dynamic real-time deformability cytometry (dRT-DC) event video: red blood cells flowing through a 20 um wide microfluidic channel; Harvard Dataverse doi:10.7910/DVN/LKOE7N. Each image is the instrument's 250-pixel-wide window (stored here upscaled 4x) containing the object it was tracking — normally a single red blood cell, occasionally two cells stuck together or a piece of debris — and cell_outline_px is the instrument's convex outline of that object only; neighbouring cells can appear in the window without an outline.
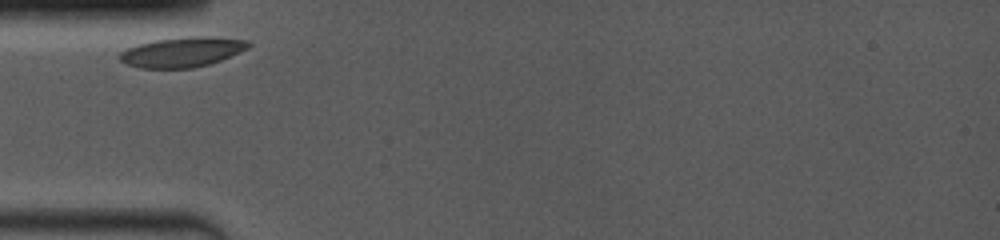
{"species": "common noctule bat (a hibernating species)", "species_latin": "Nyctalus noctula", "temperature_condition": "room temperature", "stored_images_in_passage": 33, "camera_frame_rate_fps": 4000, "um_per_image_px": 0.085, "animal": {"sex": "female", "body_mass_g": 19.0, "forearm_length_mm": 53.3}, "frame": {"image": 1, "passage_image": 1, "time_ms": 0.0, "image_size_px": [1000, 240], "cell_outline_px": [[252, 44], [248, 48], [240, 52], [220, 60], [208, 64], [192, 68], [140, 68], [128, 64], [120, 60], [116, 56], [120, 52], [128, 48], [140, 44], [156, 40], [192, 36], [212, 36], [248, 40]], "centroid_in_image_um": [15.51, 4.42], "position_along_channel_um": 69.5, "area_um2": 22.37}}
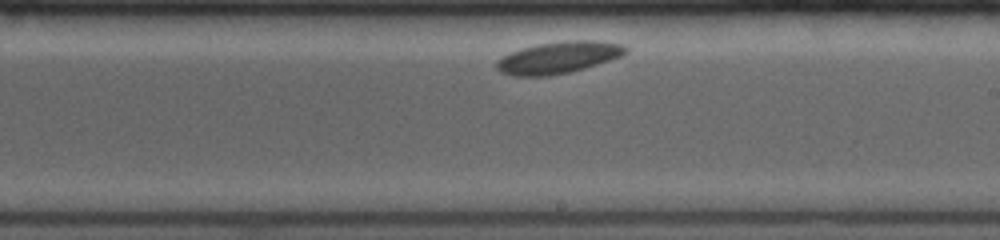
{"frame": {"image": 2, "passage_image": 19, "time_ms": 5.0, "image_size_px": [1000, 240], "cell_outline_px": [[628, 52], [620, 56], [584, 68], [568, 72], [548, 76], [512, 76], [500, 72], [496, 68], [496, 60], [520, 48], [536, 44], [564, 40], [596, 40], [620, 44], [628, 48]], "centroid_in_image_um": [47.43, 4.88], "position_along_channel_um": 241.6, "area_um2": 23.87}}
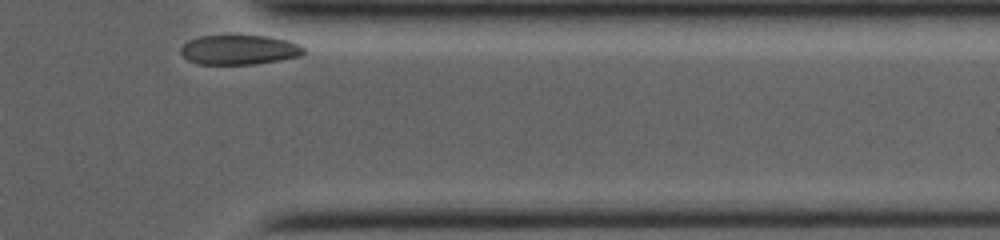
{"frame": {"image": 3, "passage_image": 33, "time_ms": 9.25, "image_size_px": [1000, 240], "cell_outline_px": [[304, 52], [300, 56], [280, 60], [252, 64], [196, 64], [188, 60], [180, 52], [180, 48], [188, 40], [200, 36], [268, 36], [288, 40], [304, 48]], "centroid_in_image_um": [20.31, 4.23], "position_along_channel_um": 391.1, "area_um2": 21.1}}